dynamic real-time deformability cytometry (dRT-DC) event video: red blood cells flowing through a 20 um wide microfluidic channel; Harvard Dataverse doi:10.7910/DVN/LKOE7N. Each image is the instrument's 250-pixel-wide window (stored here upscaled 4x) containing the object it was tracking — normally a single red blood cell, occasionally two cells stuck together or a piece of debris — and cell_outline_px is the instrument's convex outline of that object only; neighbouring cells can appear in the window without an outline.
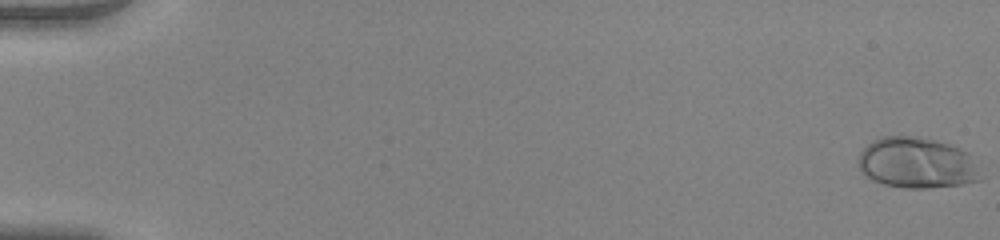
{"species": "human", "species_latin": "Homo sapiens", "temperature_condition": "warm", "stored_images_in_passage": 54, "camera_frame_rate_fps": 3000, "um_per_image_px": 0.085, "donor": {"sex": "female"}, "frame": {"image": 1, "passage_image": 1, "time_ms": 0.0, "image_size_px": [1000, 240], "cell_outline_px": [[980, 180], [960, 184], [928, 188], [904, 188], [884, 184], [872, 180], [860, 172], [856, 160], [860, 152], [872, 140], [880, 136], [916, 136], [936, 140], [948, 144], [968, 152], [980, 176]], "centroid_in_image_um": [77.85, 13.84], "position_along_channel_um": 7.2, "area_um2": 36.24}}
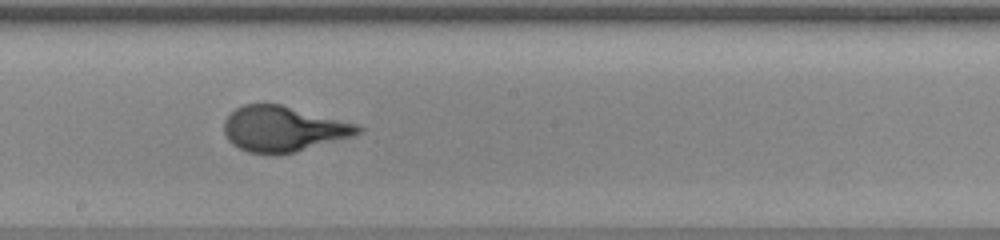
{"frame": {"image": 2, "passage_image": 32, "time_ms": 10.333, "image_size_px": [1000, 240], "cell_outline_px": [[364, 132], [352, 136], [296, 152], [248, 152], [232, 144], [228, 140], [224, 132], [224, 120], [236, 108], [244, 104], [280, 104], [360, 124], [364, 128]], "centroid_in_image_um": [24.12, 10.93], "position_along_channel_um": 224.1, "area_um2": 35.14}}
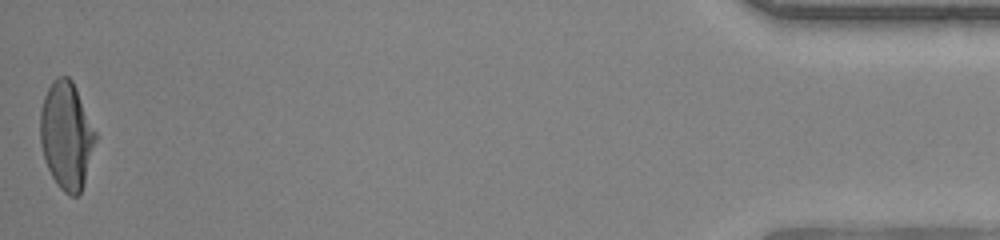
{"frame": {"image": 3, "passage_image": 54, "time_ms": 17.667, "image_size_px": [1000, 240], "cell_outline_px": [[96, 140], [84, 180], [80, 192], [76, 196], [72, 196], [64, 192], [56, 184], [44, 160], [40, 144], [40, 108], [44, 96], [52, 80], [56, 76], [68, 76], [72, 80], [76, 88], [96, 132]], "centroid_in_image_um": [5.62, 11.48], "position_along_channel_um": 429.6, "area_um2": 34.45}}